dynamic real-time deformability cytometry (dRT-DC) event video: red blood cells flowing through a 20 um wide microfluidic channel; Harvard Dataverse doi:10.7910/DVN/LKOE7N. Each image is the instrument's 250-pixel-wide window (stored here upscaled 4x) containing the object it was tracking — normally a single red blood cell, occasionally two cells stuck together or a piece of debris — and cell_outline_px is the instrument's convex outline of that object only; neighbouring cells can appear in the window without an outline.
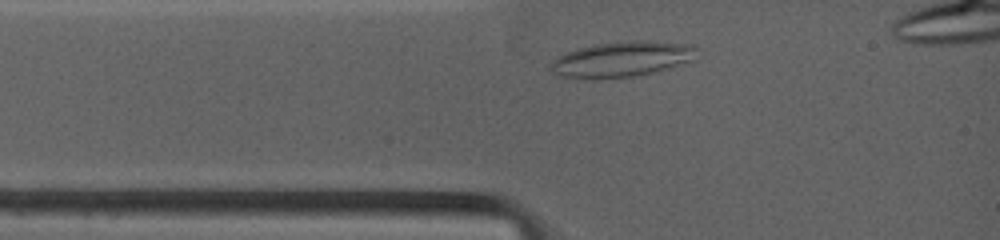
{"species": "common noctule bat (a hibernating species)", "species_latin": "Nyctalus noctula", "temperature_condition": "warm", "stored_images_in_passage": 13, "camera_frame_rate_fps": 4500, "um_per_image_px": 0.085, "animal": {"sex": "female", "body_mass_g": 19.0, "forearm_length_mm": 53.3}, "frame": {"image": 1, "passage_image": 3, "time_ms": 0.889, "image_size_px": [1000, 240], "cell_outline_px": [[696, 60], [684, 64], [652, 72], [632, 76], [596, 80], [560, 76], [552, 72], [548, 68], [548, 64], [556, 56], [580, 48], [596, 44], [636, 40], [644, 40], [688, 44], [696, 48]], "centroid_in_image_um": [52.83, 5.05], "position_along_channel_um": 32.2, "area_um2": 30.4}}
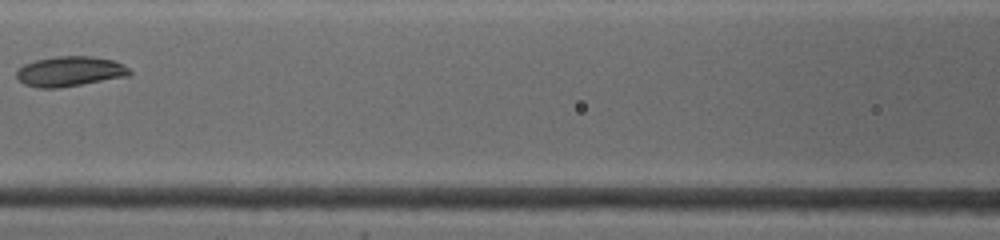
{"frame": {"image": 2, "passage_image": 10, "time_ms": 4.222, "image_size_px": [1000, 240], "cell_outline_px": [[132, 72], [128, 76], [60, 88], [36, 88], [24, 84], [16, 76], [16, 72], [24, 64], [36, 60], [56, 56], [92, 56], [112, 60], [124, 64]], "centroid_in_image_um": [5.94, 6.07], "position_along_channel_um": 160.7, "area_um2": 19.83}}
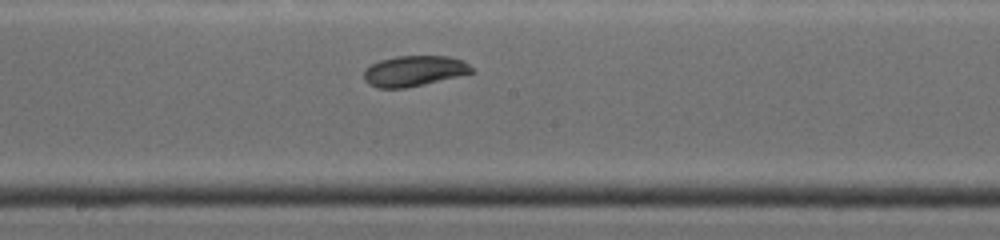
{"frame": {"image": 3, "passage_image": 13, "time_ms": 5.556, "image_size_px": [1000, 240], "cell_outline_px": [[476, 72], [424, 84], [404, 88], [376, 88], [368, 84], [364, 80], [364, 72], [372, 64], [380, 60], [396, 56], [448, 56], [464, 60]], "centroid_in_image_um": [35.21, 6.03], "position_along_channel_um": 213.0, "area_um2": 19.19}}